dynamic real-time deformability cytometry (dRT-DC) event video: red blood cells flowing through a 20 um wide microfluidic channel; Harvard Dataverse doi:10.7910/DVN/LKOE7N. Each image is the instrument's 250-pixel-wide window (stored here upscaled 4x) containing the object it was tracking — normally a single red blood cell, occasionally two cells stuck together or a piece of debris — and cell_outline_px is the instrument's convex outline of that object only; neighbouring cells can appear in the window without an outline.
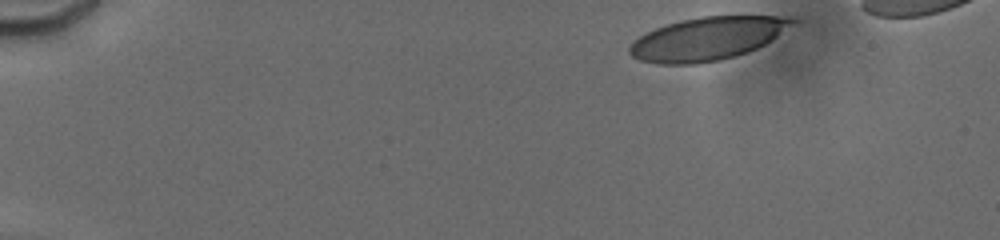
{"species": "human", "species_latin": "Homo sapiens", "temperature_condition": "cold", "stored_images_in_passage": 7, "camera_frame_rate_fps": 3000, "um_per_image_px": 0.085, "donor": {"sex": "male"}, "frame": {"image": 1, "passage_image": 1, "time_ms": 0.0, "image_size_px": [1000, 240], "cell_outline_px": [[800, 20], [764, 44], [748, 52], [736, 56], [720, 60], [696, 64], [656, 64], [640, 60], [632, 56], [628, 52], [628, 48], [640, 36], [656, 28], [680, 20], [700, 16], [776, 16]], "centroid_in_image_um": [60.11, 3.29], "position_along_channel_um": 24.9, "area_um2": 40.58}}
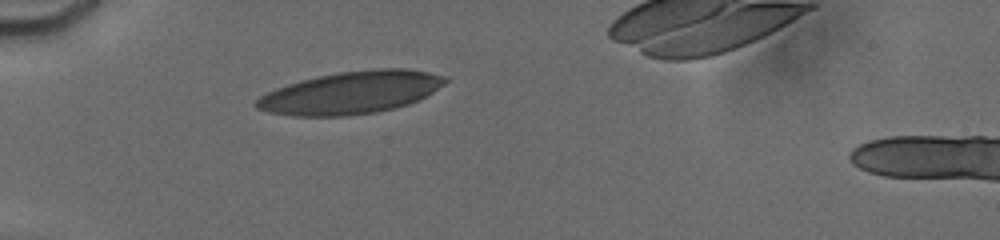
{"frame": {"image": 2, "passage_image": 6, "time_ms": 3.333, "image_size_px": [1000, 240], "cell_outline_px": [[448, 80], [444, 84], [432, 92], [408, 104], [376, 112], [348, 116], [292, 116], [268, 112], [256, 108], [252, 104], [260, 96], [276, 88], [300, 80], [340, 72], [376, 68], [408, 68], [448, 76]], "centroid_in_image_um": [29.81, 7.87], "position_along_channel_um": 55.2, "area_um2": 46.64}}